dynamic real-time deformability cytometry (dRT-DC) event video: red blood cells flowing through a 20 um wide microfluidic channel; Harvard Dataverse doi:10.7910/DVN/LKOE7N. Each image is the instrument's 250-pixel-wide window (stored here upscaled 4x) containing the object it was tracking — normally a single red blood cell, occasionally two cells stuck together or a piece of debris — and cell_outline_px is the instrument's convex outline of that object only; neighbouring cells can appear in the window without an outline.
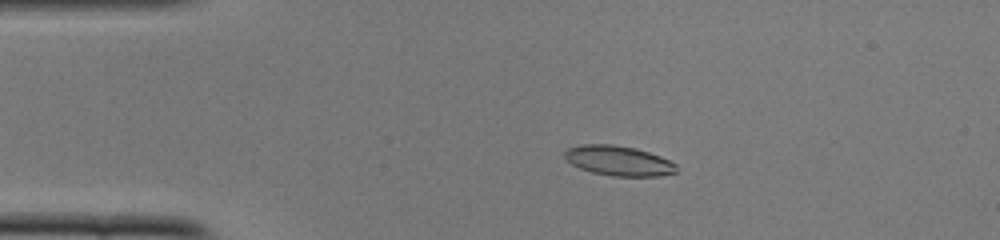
{"species": "common noctule bat (a hibernating species)", "species_latin": "Nyctalus noctula", "temperature_condition": "cold", "stored_images_in_passage": 52, "camera_frame_rate_fps": 3000, "um_per_image_px": 0.085, "animal": {"sex": "female", "body_mass_g": 22.0, "forearm_length_mm": 56.7}, "frame": {"image": 1, "passage_image": 11, "time_ms": 3.333, "image_size_px": [1000, 240], "cell_outline_px": [[676, 172], [660, 176], [612, 176], [592, 172], [580, 168], [572, 164], [564, 156], [564, 152], [568, 148], [580, 144], [612, 144], [636, 148], [660, 156], [676, 164]], "centroid_in_image_um": [52.57, 13.66], "position_along_channel_um": 32.4, "area_um2": 19.42}}
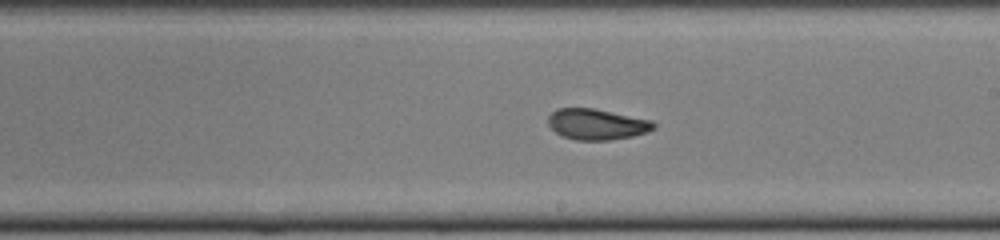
{"frame": {"image": 2, "passage_image": 30, "time_ms": 9.667, "image_size_px": [1000, 240], "cell_outline_px": [[656, 128], [648, 132], [632, 136], [608, 140], [576, 140], [560, 136], [548, 124], [548, 116], [556, 108], [592, 108], [652, 120], [656, 124]], "centroid_in_image_um": [50.72, 10.56], "position_along_channel_um": 238.3, "area_um2": 19.02}}
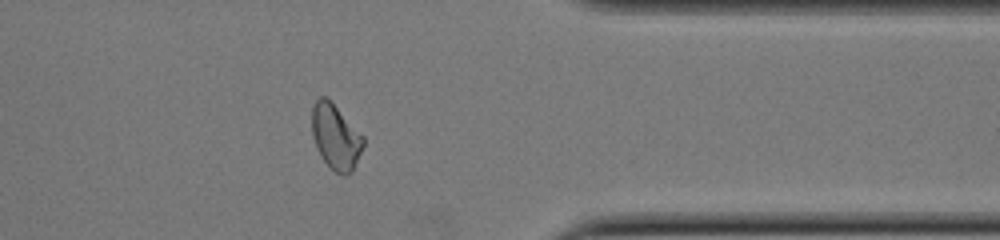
{"frame": {"image": 3, "passage_image": 42, "time_ms": 13.667, "image_size_px": [1000, 240], "cell_outline_px": [[364, 144], [352, 172], [344, 176], [336, 172], [320, 156], [316, 148], [312, 136], [312, 108], [316, 100], [320, 96], [324, 96], [364, 136]], "centroid_in_image_um": [28.52, 11.66], "position_along_channel_um": 382.9, "area_um2": 19.13}, "authors_computed_cell_mechanics": {"area_um2": 19.2185, "velocity_mm_per_s": 3.9204, "shape_relaxation_time_tau1_ms": 5.065, "shape_relaxation_time_tau2_ms": 1.6704, "deformation_change_tau1": 0.1726, "deformation_change_tau2": 0.0799}}